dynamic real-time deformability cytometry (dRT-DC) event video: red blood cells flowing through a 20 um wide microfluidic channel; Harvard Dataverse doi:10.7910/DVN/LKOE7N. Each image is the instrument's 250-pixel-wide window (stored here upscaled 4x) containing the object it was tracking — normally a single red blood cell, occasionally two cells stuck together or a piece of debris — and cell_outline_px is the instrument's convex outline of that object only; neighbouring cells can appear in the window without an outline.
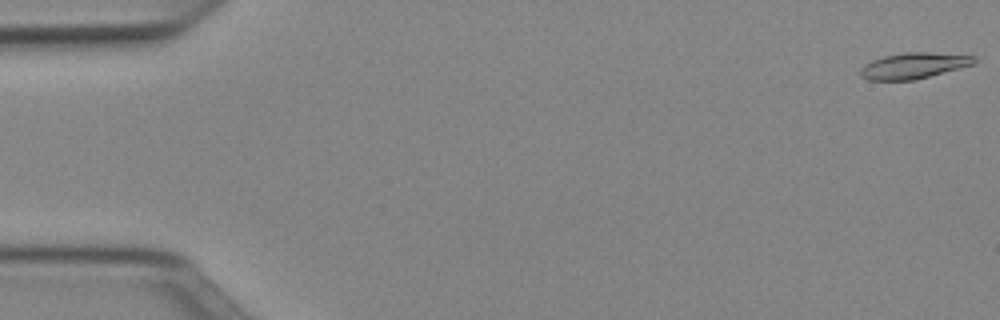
{"species": "Egyptian fruit bat (a non-hibernating species)", "species_latin": "Rousettus aegyptiacus", "temperature_condition": "cold", "stored_images_in_passage": 11, "camera_frame_rate_fps": 3000, "um_per_image_px": 0.085, "animal": {"sex": "female"}, "frame": {"image": 1, "passage_image": 1, "time_ms": 0.0, "image_size_px": [1000, 320], "cell_outline_px": [[976, 60], [972, 64], [916, 80], [868, 80], [860, 76], [860, 68], [864, 64], [872, 60], [884, 56], [904, 52], [928, 52], [976, 56]], "centroid_in_image_um": [77.61, 5.58], "position_along_channel_um": 7.4, "area_um2": 17.11}}